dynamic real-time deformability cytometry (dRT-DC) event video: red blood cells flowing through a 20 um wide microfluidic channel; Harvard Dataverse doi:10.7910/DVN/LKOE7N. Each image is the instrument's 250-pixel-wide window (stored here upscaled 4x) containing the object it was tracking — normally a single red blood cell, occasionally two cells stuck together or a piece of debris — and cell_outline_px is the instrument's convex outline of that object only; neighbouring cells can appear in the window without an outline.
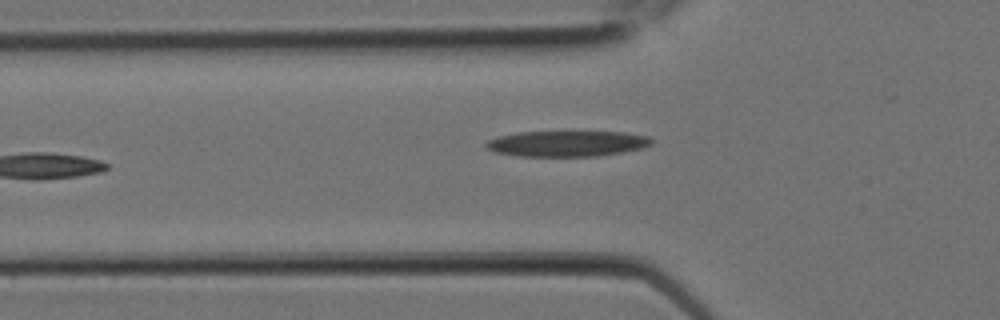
{"species": "Egyptian fruit bat (a non-hibernating species)", "species_latin": "Rousettus aegyptiacus", "temperature_condition": "room temperature", "stored_images_in_passage": 9, "camera_frame_rate_fps": 3000, "um_per_image_px": 0.085, "animal": {"sex": "female"}, "frame": {"image": 1, "passage_image": 9, "time_ms": 2.667, "image_size_px": [1000, 320], "cell_outline_px": [[652, 144], [640, 148], [624, 152], [596, 156], [516, 156], [492, 152], [484, 148], [484, 144], [488, 140], [496, 136], [516, 132], [624, 132], [648, 136], [652, 140]], "centroid_in_image_um": [48.11, 12.21], "position_along_channel_um": 77.7, "area_um2": 25.03}}